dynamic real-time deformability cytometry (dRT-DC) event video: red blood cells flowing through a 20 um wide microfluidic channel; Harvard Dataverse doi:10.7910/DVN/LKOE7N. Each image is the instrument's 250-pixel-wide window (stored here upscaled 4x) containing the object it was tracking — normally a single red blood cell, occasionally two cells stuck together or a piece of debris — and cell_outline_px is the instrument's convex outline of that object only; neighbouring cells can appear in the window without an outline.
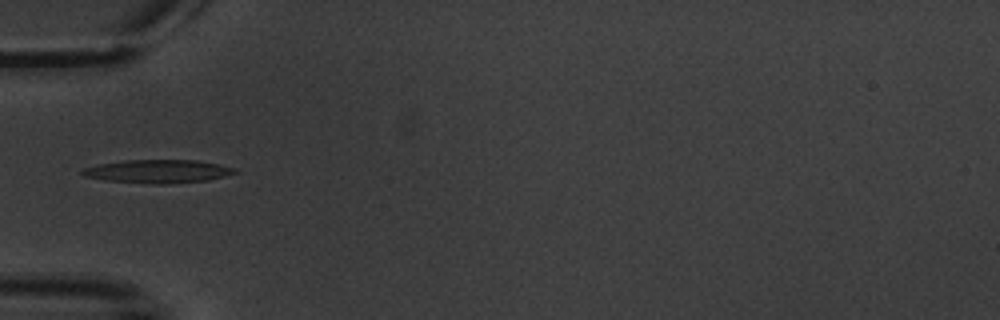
{"species": "common noctule bat (a hibernating species)", "species_latin": "Nyctalus noctula", "temperature_condition": "warm", "stored_images_in_passage": 4, "camera_frame_rate_fps": 3000, "um_per_image_px": 0.085, "animal": {"sex": "male", "body_mass_g": 20.1, "forearm_length_mm": 53.5}, "frame": {"image": 1, "passage_image": 1, "time_ms": 0.0, "image_size_px": [1000, 320], "cell_outline_px": [[240, 172], [208, 180], [168, 184], [152, 184], [104, 180], [84, 176], [80, 172], [84, 168], [96, 164], [128, 160], [196, 160], [220, 164], [236, 168]], "centroid_in_image_um": [13.44, 14.56], "position_along_channel_um": 71.6, "area_um2": 20.87}}
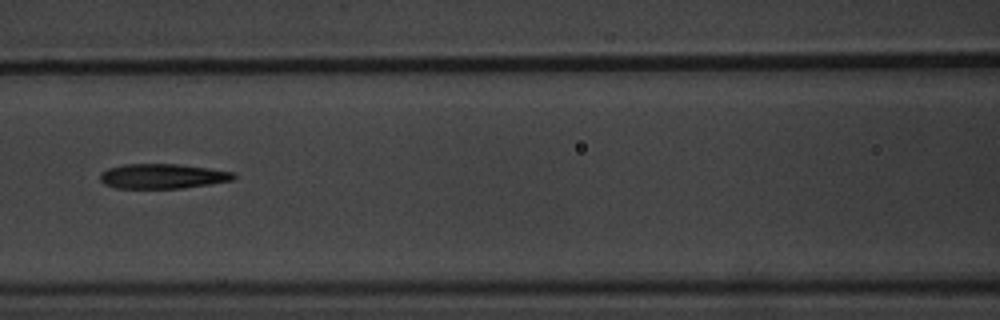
{"frame": {"image": 2, "passage_image": 3, "time_ms": 2.333, "image_size_px": [1000, 320], "cell_outline_px": [[236, 176], [232, 180], [208, 184], [180, 188], [116, 188], [104, 184], [100, 180], [100, 172], [108, 168], [124, 164], [176, 164], [208, 168], [236, 172]], "centroid_in_image_um": [13.79, 14.97], "position_along_channel_um": 152.8, "area_um2": 19.25}}
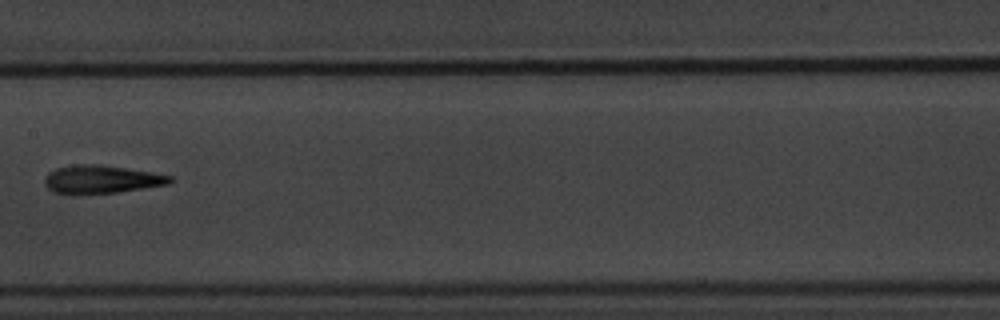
{"frame": {"image": 3, "passage_image": 4, "time_ms": 3.667, "image_size_px": [1000, 320], "cell_outline_px": [[176, 180], [168, 184], [116, 192], [76, 196], [72, 196], [52, 192], [44, 184], [44, 180], [48, 172], [56, 168], [72, 164], [100, 164], [152, 172], [172, 176]], "centroid_in_image_um": [8.56, 15.26], "position_along_channel_um": 198.8, "area_um2": 21.1}}